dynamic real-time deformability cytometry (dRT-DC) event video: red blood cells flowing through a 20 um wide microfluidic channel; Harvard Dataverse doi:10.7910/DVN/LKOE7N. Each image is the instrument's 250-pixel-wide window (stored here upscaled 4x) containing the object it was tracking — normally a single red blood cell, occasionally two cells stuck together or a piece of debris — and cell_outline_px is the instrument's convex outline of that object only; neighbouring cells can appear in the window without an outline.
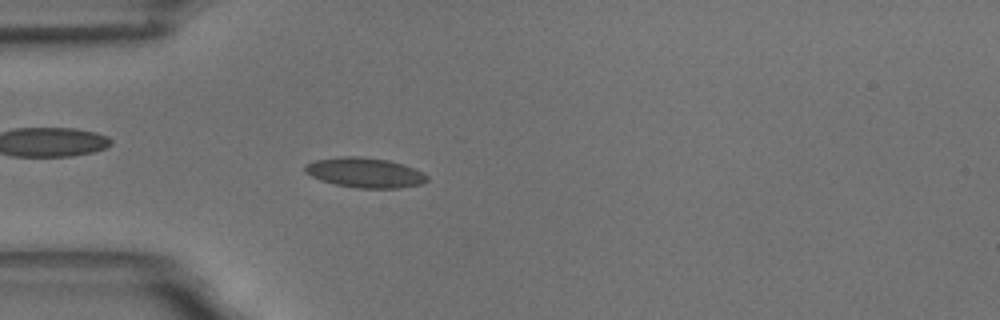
{"species": "common noctule bat (a hibernating species)", "species_latin": "Nyctalus noctula", "temperature_condition": "room temperature", "stored_images_in_passage": 54, "camera_frame_rate_fps": 3000, "um_per_image_px": 0.085, "animal": {"sex": "male", "body_mass_g": 18.8}, "frame": {"image": 1, "passage_image": 15, "time_ms": 4.667, "image_size_px": [1000, 320], "cell_outline_px": [[428, 180], [424, 184], [400, 188], [356, 188], [336, 184], [320, 180], [304, 172], [304, 164], [316, 160], [340, 156], [356, 156], [388, 160], [404, 164], [428, 176]], "centroid_in_image_um": [31.01, 14.68], "position_along_channel_um": 54.0, "area_um2": 21.33}}
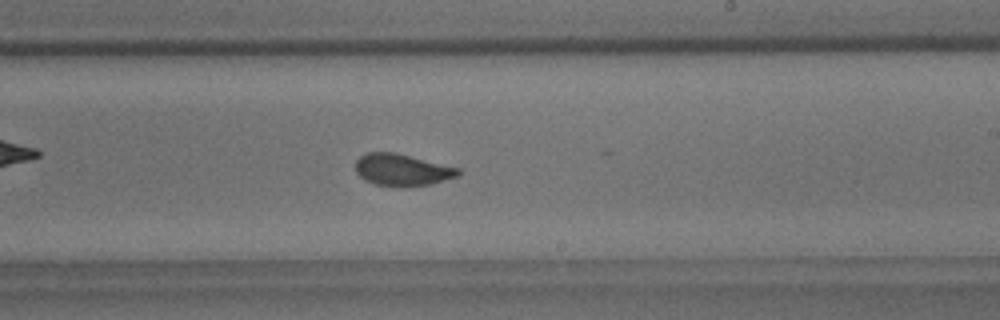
{"frame": {"image": 2, "passage_image": 32, "time_ms": 10.333, "image_size_px": [1000, 320], "cell_outline_px": [[460, 172], [456, 176], [432, 184], [404, 188], [396, 188], [376, 184], [360, 176], [356, 172], [356, 160], [360, 156], [368, 152], [396, 152], [460, 168]], "centroid_in_image_um": [34.18, 14.45], "position_along_channel_um": 254.8, "area_um2": 19.25}}
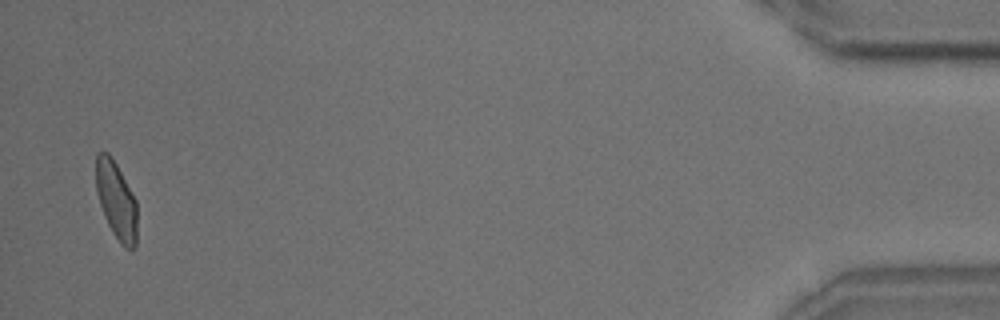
{"frame": {"image": 3, "passage_image": 53, "time_ms": 17.333, "image_size_px": [1000, 320], "cell_outline_px": [[136, 248], [132, 252], [124, 248], [120, 244], [112, 232], [104, 216], [96, 192], [96, 152], [108, 152], [112, 156], [132, 192], [136, 200]], "centroid_in_image_um": [9.89, 17.06], "position_along_channel_um": 425.3, "area_um2": 18.84}, "authors_computed_cell_mechanics": {"area_um2": 19.5075, "velocity_mm_per_s": 3.6597, "shape_relaxation_time_tau1_ms": 3.319, "shape_relaxation_time_tau2_ms": null, "deformation_change_tau1": 0.1053, "deformation_change_tau2": null}}